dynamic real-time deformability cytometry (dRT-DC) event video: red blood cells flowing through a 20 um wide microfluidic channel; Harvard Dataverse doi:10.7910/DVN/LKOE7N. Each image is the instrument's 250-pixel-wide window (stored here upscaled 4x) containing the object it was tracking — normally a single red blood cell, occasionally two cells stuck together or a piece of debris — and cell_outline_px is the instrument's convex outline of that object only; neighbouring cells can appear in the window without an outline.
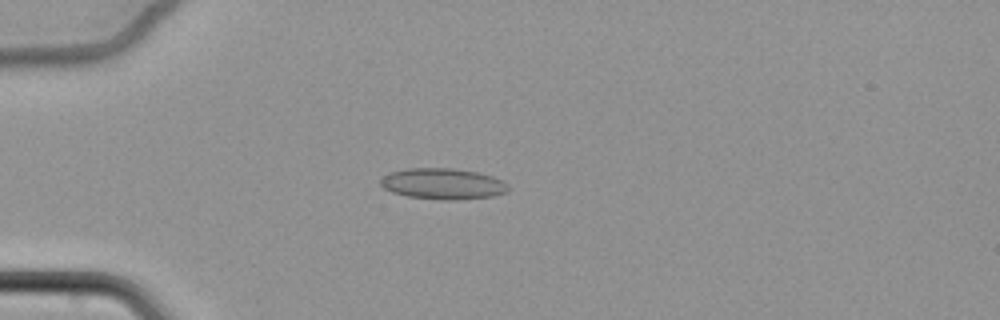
{"species": "common noctule bat (a hibernating species)", "species_latin": "Nyctalus noctula", "temperature_condition": "cold", "stored_images_in_passage": 65, "camera_frame_rate_fps": 3000, "um_per_image_px": 0.085, "animal": {"sex": "female", "body_mass_g": 22.7, "forearm_length_mm": 54.2}, "frame": {"image": 1, "passage_image": 21, "time_ms": 6.667, "image_size_px": [1000, 320], "cell_outline_px": [[508, 192], [492, 196], [452, 200], [440, 200], [408, 196], [392, 192], [384, 188], [380, 184], [380, 180], [388, 172], [408, 168], [452, 168], [476, 172], [492, 176], [504, 180], [508, 184]], "centroid_in_image_um": [37.65, 15.62], "position_along_channel_um": 47.4, "area_um2": 23.12}}
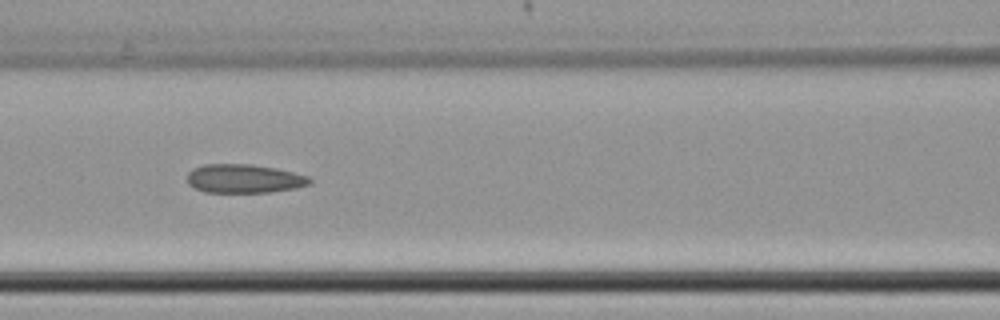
{"frame": {"image": 2, "passage_image": 32, "time_ms": 10.333, "image_size_px": [1000, 320], "cell_outline_px": [[312, 184], [296, 188], [268, 192], [204, 192], [188, 184], [188, 172], [192, 168], [204, 164], [252, 164], [276, 168], [308, 176], [312, 180]], "centroid_in_image_um": [20.75, 15.18], "position_along_channel_um": 145.8, "area_um2": 20.58}}
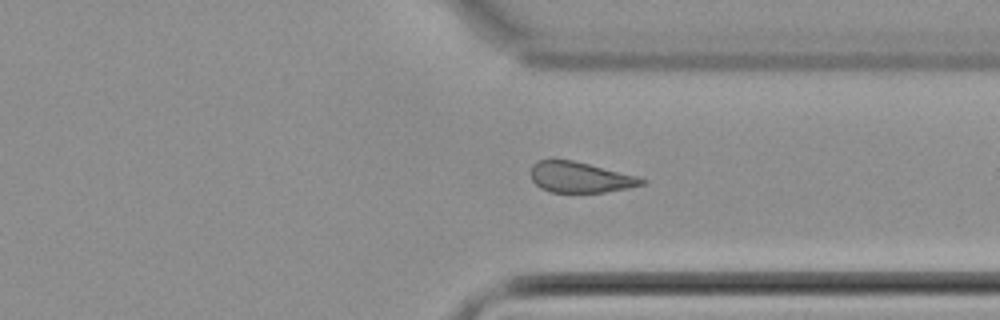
{"frame": {"image": 3, "passage_image": 51, "time_ms": 16.667, "image_size_px": [1000, 320], "cell_outline_px": [[648, 180], [644, 184], [628, 188], [604, 192], [552, 192], [540, 188], [532, 180], [532, 164], [536, 160], [552, 156], [572, 160], [636, 176]], "centroid_in_image_um": [49.24, 15.03], "position_along_channel_um": 362.2, "area_um2": 20.06}, "authors_computed_cell_mechanics": {"area_um2": 21.386, "velocity_mm_per_s": 3.4086, "shape_relaxation_time_tau1_ms": null, "shape_relaxation_time_tau2_ms": 8.5683, "deformation_change_tau1": null, "deformation_change_tau2": 0.1465}}